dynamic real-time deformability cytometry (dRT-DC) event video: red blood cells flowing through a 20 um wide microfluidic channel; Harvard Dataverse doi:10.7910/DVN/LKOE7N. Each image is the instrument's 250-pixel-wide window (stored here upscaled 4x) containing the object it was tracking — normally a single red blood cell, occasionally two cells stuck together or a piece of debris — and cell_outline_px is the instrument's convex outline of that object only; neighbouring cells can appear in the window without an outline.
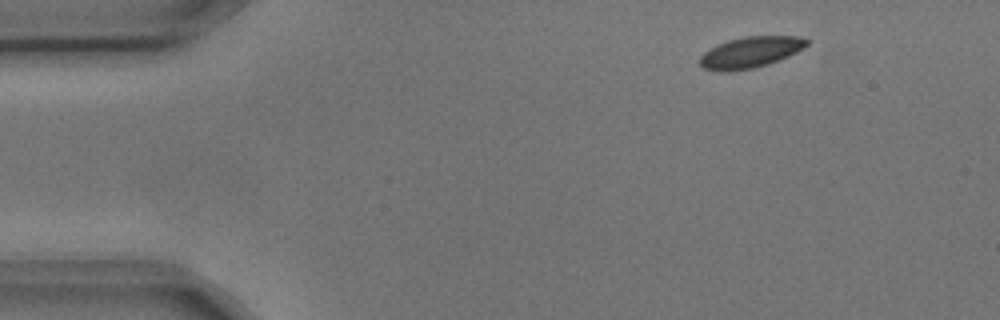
{"species": "common noctule bat (a hibernating species)", "species_latin": "Nyctalus noctula", "temperature_condition": "cold", "stored_images_in_passage": 4, "camera_frame_rate_fps": 3000, "um_per_image_px": 0.085, "animal": {"sex": "male", "body_mass_g": 17.9, "forearm_length_mm": 54.2}, "frame": {"image": 1, "passage_image": 1, "time_ms": 0.0, "image_size_px": [1000, 320], "cell_outline_px": [[812, 40], [804, 48], [788, 56], [768, 64], [752, 68], [728, 72], [724, 72], [704, 68], [700, 64], [700, 56], [708, 48], [716, 44], [728, 40], [744, 36], [800, 36]], "centroid_in_image_um": [63.8, 4.43], "position_along_channel_um": 21.2, "area_um2": 19.54}}